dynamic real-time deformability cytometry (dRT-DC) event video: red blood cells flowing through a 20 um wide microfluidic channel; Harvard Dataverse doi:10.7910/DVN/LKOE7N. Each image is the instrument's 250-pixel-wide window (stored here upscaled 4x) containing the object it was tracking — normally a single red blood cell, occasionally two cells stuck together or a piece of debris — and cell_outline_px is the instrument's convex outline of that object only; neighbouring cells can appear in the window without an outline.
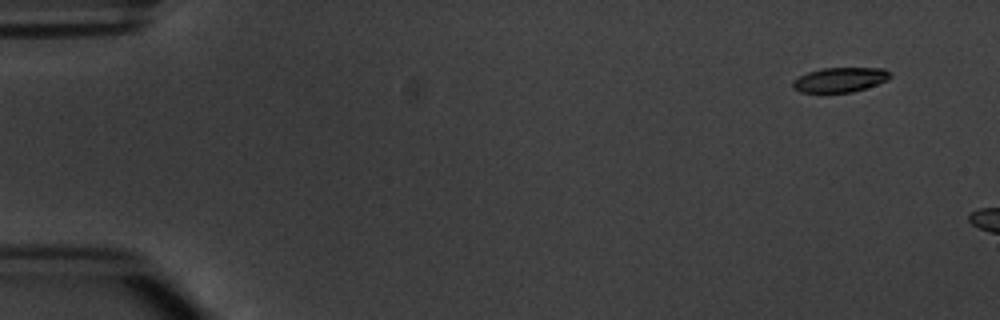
{"species": "common noctule bat (a hibernating species)", "species_latin": "Nyctalus noctula", "temperature_condition": "warm", "stored_images_in_passage": 5, "segment_of_instrument_passage": [2, 2], "camera_frame_rate_fps": 3000, "um_per_image_px": 0.085, "animal": {"sex": "male", "body_mass_g": 20.1, "forearm_length_mm": 53.5}, "frame": {"image": 1, "passage_image": 5, "time_ms": 5.667, "image_size_px": [1000, 320], "cell_outline_px": [[892, 76], [888, 80], [852, 92], [800, 92], [792, 88], [792, 80], [808, 72], [820, 68], [884, 68]], "centroid_in_image_um": [71.37, 6.77], "position_along_channel_um": 13.6, "area_um2": 13.93}}